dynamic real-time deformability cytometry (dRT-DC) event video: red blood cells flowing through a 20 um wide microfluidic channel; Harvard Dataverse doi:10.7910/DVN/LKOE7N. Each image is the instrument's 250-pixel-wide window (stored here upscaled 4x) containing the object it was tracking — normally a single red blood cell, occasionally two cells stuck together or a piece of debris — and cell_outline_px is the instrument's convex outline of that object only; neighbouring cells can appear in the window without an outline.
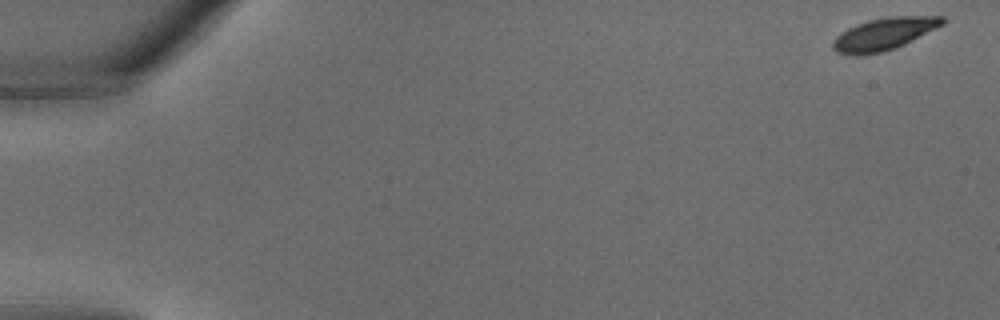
{"species": "common noctule bat (a hibernating species)", "species_latin": "Nyctalus noctula", "temperature_condition": "warm", "stored_images_in_passage": 6, "camera_frame_rate_fps": 3000, "um_per_image_px": 0.085, "animal": {"sex": "male", "body_mass_g": 18.8}, "frame": {"image": 1, "passage_image": 1, "time_ms": 0.0, "image_size_px": [1000, 320], "cell_outline_px": [[944, 24], [904, 44], [880, 52], [856, 56], [852, 56], [836, 52], [832, 48], [832, 40], [840, 32], [856, 24], [868, 20], [888, 16], [944, 16]], "centroid_in_image_um": [75.08, 2.88], "position_along_channel_um": 9.9, "area_um2": 20.52}}